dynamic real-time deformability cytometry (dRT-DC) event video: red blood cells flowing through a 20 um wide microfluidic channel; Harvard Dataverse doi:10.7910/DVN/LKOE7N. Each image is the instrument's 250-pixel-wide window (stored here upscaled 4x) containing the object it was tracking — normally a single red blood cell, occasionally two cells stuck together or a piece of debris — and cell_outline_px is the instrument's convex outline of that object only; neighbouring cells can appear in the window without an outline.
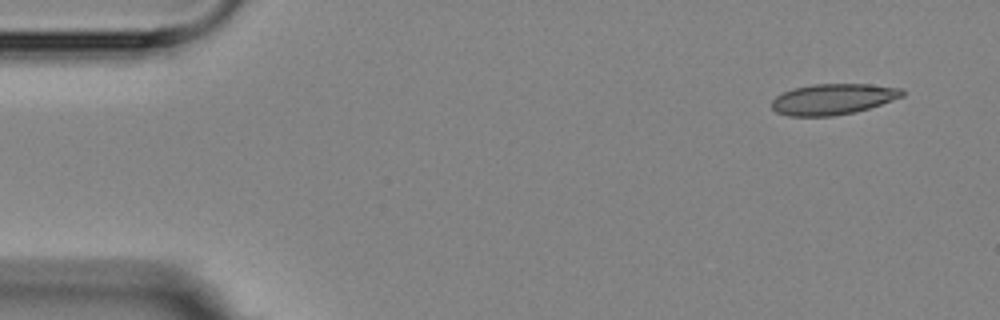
{"species": "Egyptian fruit bat (a non-hibernating species)", "species_latin": "Rousettus aegyptiacus", "temperature_condition": "room temperature", "stored_images_in_passage": 4, "camera_frame_rate_fps": 3000, "um_per_image_px": 0.085, "animal": {"sex": "female"}, "frame": {"image": 1, "passage_image": 1, "time_ms": 0.0, "image_size_px": [1000, 320], "cell_outline_px": [[904, 96], [856, 112], [832, 116], [788, 116], [776, 112], [772, 108], [772, 100], [776, 96], [792, 88], [812, 84], [868, 84], [904, 88]], "centroid_in_image_um": [70.8, 8.42], "position_along_channel_um": 14.2, "area_um2": 23.52}}
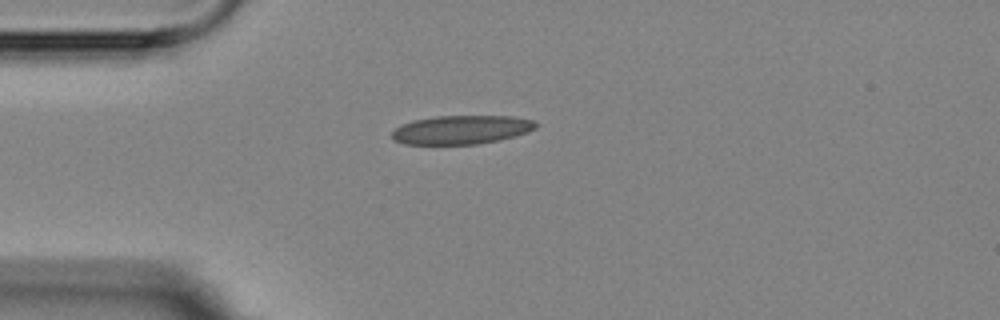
{"frame": {"image": 2, "passage_image": 4, "time_ms": 3.333, "image_size_px": [1000, 320], "cell_outline_px": [[540, 124], [536, 128], [528, 132], [516, 136], [500, 140], [476, 144], [404, 144], [392, 140], [392, 132], [400, 124], [412, 120], [436, 116], [512, 116], [536, 120]], "centroid_in_image_um": [39.25, 11.02], "position_along_channel_um": 45.8, "area_um2": 24.45}}